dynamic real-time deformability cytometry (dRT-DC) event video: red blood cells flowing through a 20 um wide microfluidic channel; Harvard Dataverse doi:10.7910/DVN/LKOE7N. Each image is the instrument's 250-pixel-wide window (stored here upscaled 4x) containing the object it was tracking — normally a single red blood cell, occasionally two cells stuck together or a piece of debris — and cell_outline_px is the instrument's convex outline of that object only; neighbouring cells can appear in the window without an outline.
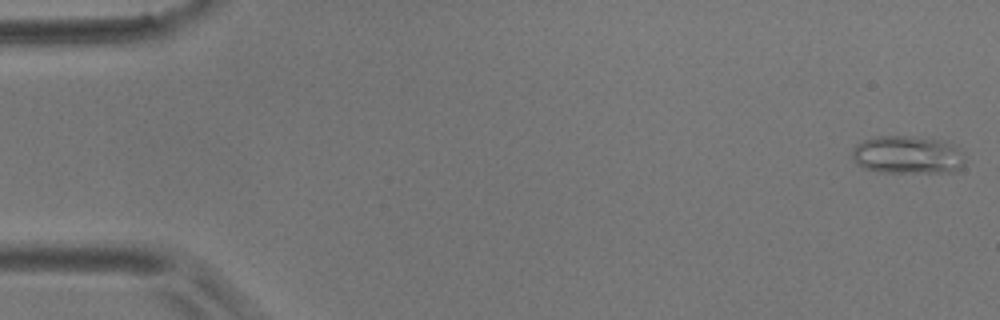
{"species": "common noctule bat (a hibernating species)", "species_latin": "Nyctalus noctula", "temperature_condition": "room temperature", "stored_images_in_passage": 55, "camera_frame_rate_fps": 3000, "um_per_image_px": 0.085, "animal": {"sex": "male", "body_mass_g": 17.9}, "frame": {"image": 1, "passage_image": 1, "time_ms": 0.0, "image_size_px": [1000, 320], "cell_outline_px": [[964, 164], [960, 168], [952, 172], [880, 172], [864, 168], [856, 164], [852, 156], [852, 148], [856, 144], [864, 140], [876, 136], [908, 136], [944, 140], [952, 144], [964, 152]], "centroid_in_image_um": [77.14, 13.16], "position_along_channel_um": 7.9, "area_um2": 25.2}}
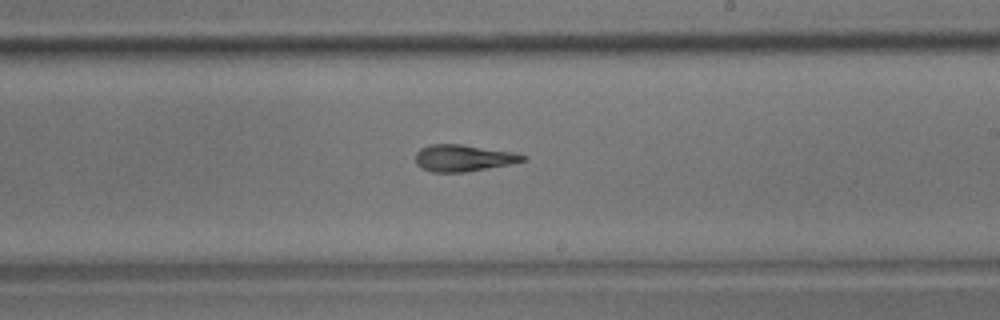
{"frame": {"image": 2, "passage_image": 32, "time_ms": 10.333, "image_size_px": [1000, 320], "cell_outline_px": [[528, 156], [524, 160], [512, 164], [464, 172], [432, 172], [420, 168], [416, 164], [416, 152], [420, 148], [432, 144], [460, 144], [512, 152]], "centroid_in_image_um": [39.35, 13.44], "position_along_channel_um": 249.6, "area_um2": 16.65}}
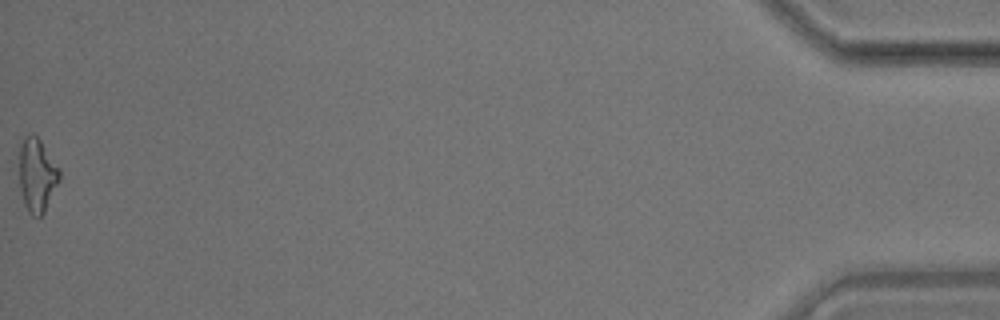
{"frame": {"image": 3, "passage_image": 55, "time_ms": 18.0, "image_size_px": [1000, 320], "cell_outline_px": [[60, 180], [44, 212], [40, 216], [32, 216], [28, 212], [24, 204], [20, 188], [20, 144], [24, 136], [32, 132], [40, 140], [60, 172]], "centroid_in_image_um": [3.13, 14.89], "position_along_channel_um": 432.1, "area_um2": 16.99}, "authors_computed_cell_mechanics": {"area_um2": 17.1088, "velocity_mm_per_s": 3.6605, "shape_relaxation_time_tau1_ms": 7.0071, "shape_relaxation_time_tau2_ms": 3.4343, "deformation_change_tau1": 0.1832, "deformation_change_tau2": 0.1256}}